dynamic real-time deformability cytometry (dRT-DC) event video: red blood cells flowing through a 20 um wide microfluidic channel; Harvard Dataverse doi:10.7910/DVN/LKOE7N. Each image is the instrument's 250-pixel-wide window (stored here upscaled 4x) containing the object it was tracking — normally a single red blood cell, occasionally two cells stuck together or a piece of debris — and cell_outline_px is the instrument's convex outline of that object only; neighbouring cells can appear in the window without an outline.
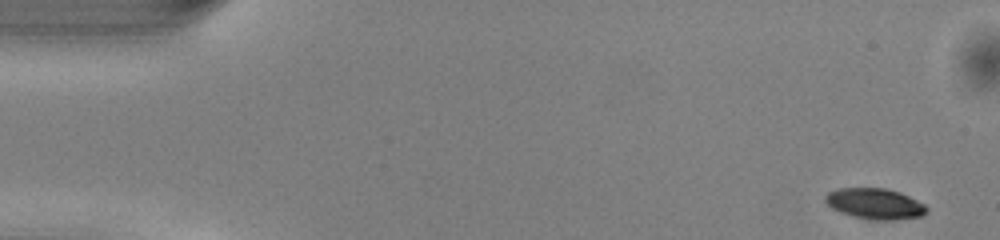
{"species": "common noctule bat (a hibernating species)", "species_latin": "Nyctalus noctula", "temperature_condition": "warm", "stored_images_in_passage": 49, "camera_frame_rate_fps": 3000, "um_per_image_px": 0.085, "animal": {"sex": "male", "body_mass_g": 13.0, "forearm_length_mm": 53.1}, "frame": {"image": 1, "passage_image": 1, "time_ms": 0.0, "image_size_px": [1000, 240], "cell_outline_px": [[928, 212], [924, 216], [892, 220], [868, 220], [852, 216], [840, 212], [832, 208], [824, 200], [824, 196], [828, 192], [840, 188], [884, 188], [900, 192], [924, 204], [928, 208]], "centroid_in_image_um": [74.37, 17.33], "position_along_channel_um": 10.6, "area_um2": 18.32}}
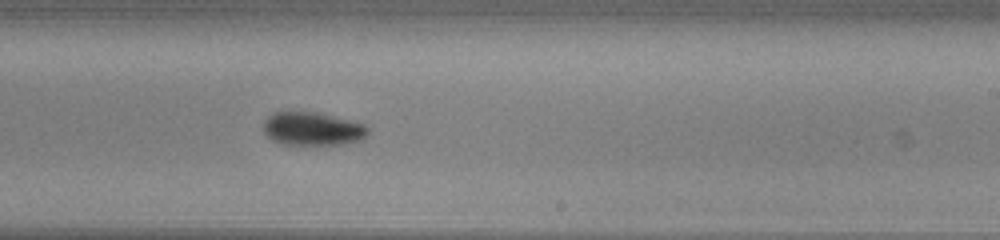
{"frame": {"image": 2, "passage_image": 29, "time_ms": 9.333, "image_size_px": [1000, 240], "cell_outline_px": [[372, 128], [364, 140], [344, 144], [280, 144], [272, 140], [264, 132], [264, 120], [272, 112], [316, 112], [364, 124]], "centroid_in_image_um": [26.6, 10.95], "position_along_channel_um": 262.4, "area_um2": 20.4}}
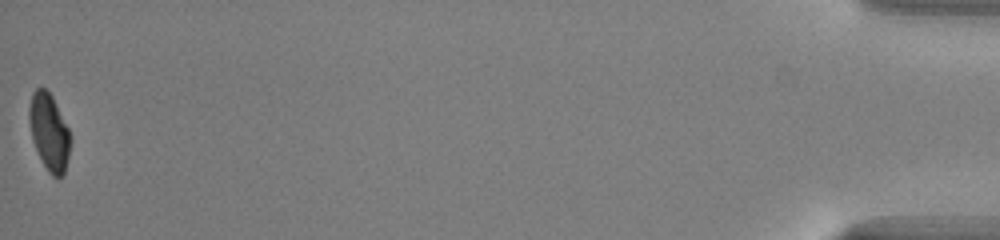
{"frame": {"image": 3, "passage_image": 49, "time_ms": 16.0, "image_size_px": [1000, 240], "cell_outline_px": [[72, 140], [64, 172], [60, 176], [52, 176], [48, 172], [32, 140], [28, 120], [28, 108], [32, 92], [36, 88], [44, 88], [52, 96], [72, 136]], "centroid_in_image_um": [4.17, 11.19], "position_along_channel_um": 431.0, "area_um2": 18.38}, "authors_computed_cell_mechanics": {"area_um2": 19.941, "velocity_mm_per_s": 4.0879, "shape_relaxation_time_tau1_ms": 2.6585, "shape_relaxation_time_tau2_ms": null, "deformation_change_tau1": 0.1293, "deformation_change_tau2": null}}